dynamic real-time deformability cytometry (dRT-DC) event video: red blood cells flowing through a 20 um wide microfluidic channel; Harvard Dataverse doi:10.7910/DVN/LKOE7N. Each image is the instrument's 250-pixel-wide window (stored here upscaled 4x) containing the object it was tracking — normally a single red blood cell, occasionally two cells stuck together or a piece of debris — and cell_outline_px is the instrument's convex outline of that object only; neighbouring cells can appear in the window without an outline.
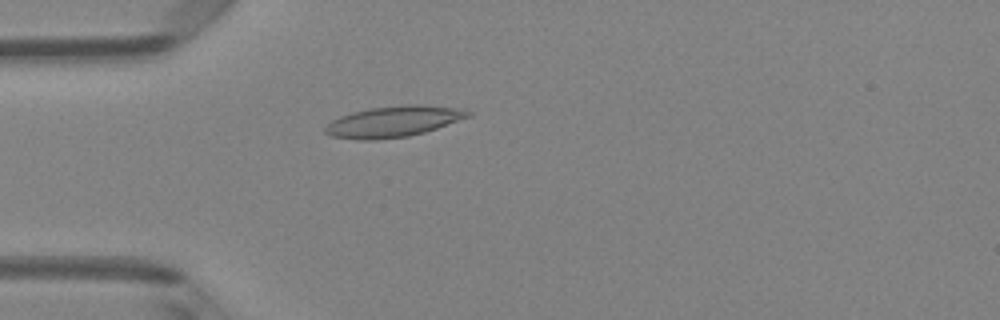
{"species": "Egyptian fruit bat (a non-hibernating species)", "species_latin": "Rousettus aegyptiacus", "temperature_condition": "room temperature", "stored_images_in_passage": 4, "camera_frame_rate_fps": 3000, "um_per_image_px": 0.085, "animal": {"sex": "female"}, "frame": {"image": 1, "passage_image": 4, "time_ms": 1.0, "image_size_px": [1000, 320], "cell_outline_px": [[472, 116], [424, 132], [408, 136], [376, 140], [356, 140], [332, 136], [324, 132], [324, 128], [332, 120], [340, 116], [352, 112], [372, 108], [408, 104], [420, 104], [464, 108], [472, 112]], "centroid_in_image_um": [33.47, 10.32], "position_along_channel_um": 51.5, "area_um2": 25.89}}